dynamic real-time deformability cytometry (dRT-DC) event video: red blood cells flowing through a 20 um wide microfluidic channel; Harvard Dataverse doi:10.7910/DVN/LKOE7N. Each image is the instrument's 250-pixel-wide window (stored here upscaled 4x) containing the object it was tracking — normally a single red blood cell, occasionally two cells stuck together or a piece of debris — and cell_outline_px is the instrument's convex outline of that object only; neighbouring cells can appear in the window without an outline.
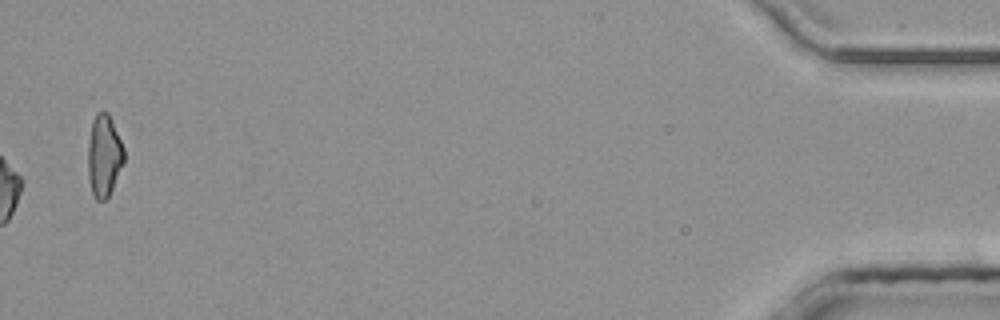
{"species": "common noctule bat (a hibernating species)", "species_latin": "Nyctalus noctula", "temperature_condition": "room temperature", "stored_images_in_passage": 33, "camera_frame_rate_fps": 3000, "um_per_image_px": 0.085, "animal": {"sex": "male", "body_mass_g": 20.4}, "frame": {"image": 1, "passage_image": 33, "time_ms": 10.667, "image_size_px": [1000, 320], "cell_outline_px": [[124, 164], [108, 196], [104, 200], [96, 200], [92, 192], [88, 176], [88, 140], [92, 120], [96, 112], [108, 112], [124, 148]], "centroid_in_image_um": [8.84, 13.22], "position_along_channel_um": 426.4, "area_um2": 17.22}}